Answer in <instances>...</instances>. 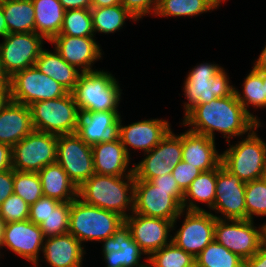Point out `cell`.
Instances as JSON below:
<instances>
[{"label":"cell","instance_id":"cell-1","mask_svg":"<svg viewBox=\"0 0 266 267\" xmlns=\"http://www.w3.org/2000/svg\"><path fill=\"white\" fill-rule=\"evenodd\" d=\"M183 125L191 126L190 131L206 135L215 140V131L230 138L251 132L259 123L243 108L236 94L216 98L209 103L195 104L184 113Z\"/></svg>","mask_w":266,"mask_h":267},{"label":"cell","instance_id":"cell-2","mask_svg":"<svg viewBox=\"0 0 266 267\" xmlns=\"http://www.w3.org/2000/svg\"><path fill=\"white\" fill-rule=\"evenodd\" d=\"M134 182V175L94 173L78 188V198L88 205L118 213L125 219L130 215L126 211L134 210Z\"/></svg>","mask_w":266,"mask_h":267},{"label":"cell","instance_id":"cell-3","mask_svg":"<svg viewBox=\"0 0 266 267\" xmlns=\"http://www.w3.org/2000/svg\"><path fill=\"white\" fill-rule=\"evenodd\" d=\"M124 218L118 213L84 203L80 198L70 204L68 232L78 241H103L111 237Z\"/></svg>","mask_w":266,"mask_h":267},{"label":"cell","instance_id":"cell-4","mask_svg":"<svg viewBox=\"0 0 266 267\" xmlns=\"http://www.w3.org/2000/svg\"><path fill=\"white\" fill-rule=\"evenodd\" d=\"M121 88L107 71L81 73L72 92L79 112L118 111Z\"/></svg>","mask_w":266,"mask_h":267},{"label":"cell","instance_id":"cell-5","mask_svg":"<svg viewBox=\"0 0 266 267\" xmlns=\"http://www.w3.org/2000/svg\"><path fill=\"white\" fill-rule=\"evenodd\" d=\"M226 71L218 64L201 63L190 70L184 81L185 113L195 104L209 103L235 93Z\"/></svg>","mask_w":266,"mask_h":267},{"label":"cell","instance_id":"cell-6","mask_svg":"<svg viewBox=\"0 0 266 267\" xmlns=\"http://www.w3.org/2000/svg\"><path fill=\"white\" fill-rule=\"evenodd\" d=\"M260 126L255 127L236 145L229 144L230 147L222 153V165L244 183L264 178L266 142L256 133Z\"/></svg>","mask_w":266,"mask_h":267},{"label":"cell","instance_id":"cell-7","mask_svg":"<svg viewBox=\"0 0 266 267\" xmlns=\"http://www.w3.org/2000/svg\"><path fill=\"white\" fill-rule=\"evenodd\" d=\"M33 129L54 135L76 133L79 109L73 93L29 105Z\"/></svg>","mask_w":266,"mask_h":267},{"label":"cell","instance_id":"cell-8","mask_svg":"<svg viewBox=\"0 0 266 267\" xmlns=\"http://www.w3.org/2000/svg\"><path fill=\"white\" fill-rule=\"evenodd\" d=\"M253 221L216 219L214 240L246 261L260 249L266 239L265 224L256 227Z\"/></svg>","mask_w":266,"mask_h":267},{"label":"cell","instance_id":"cell-9","mask_svg":"<svg viewBox=\"0 0 266 267\" xmlns=\"http://www.w3.org/2000/svg\"><path fill=\"white\" fill-rule=\"evenodd\" d=\"M133 213L170 220L175 226L185 210L182 200L172 190L158 188L148 180H135Z\"/></svg>","mask_w":266,"mask_h":267},{"label":"cell","instance_id":"cell-10","mask_svg":"<svg viewBox=\"0 0 266 267\" xmlns=\"http://www.w3.org/2000/svg\"><path fill=\"white\" fill-rule=\"evenodd\" d=\"M58 136L33 130L12 147V168L38 173L56 162Z\"/></svg>","mask_w":266,"mask_h":267},{"label":"cell","instance_id":"cell-11","mask_svg":"<svg viewBox=\"0 0 266 267\" xmlns=\"http://www.w3.org/2000/svg\"><path fill=\"white\" fill-rule=\"evenodd\" d=\"M11 100L29 106L32 103L65 96L68 91L36 66L16 72L9 78Z\"/></svg>","mask_w":266,"mask_h":267},{"label":"cell","instance_id":"cell-12","mask_svg":"<svg viewBox=\"0 0 266 267\" xmlns=\"http://www.w3.org/2000/svg\"><path fill=\"white\" fill-rule=\"evenodd\" d=\"M0 43V63L9 79L16 72L35 66L45 40L36 32L9 33Z\"/></svg>","mask_w":266,"mask_h":267},{"label":"cell","instance_id":"cell-13","mask_svg":"<svg viewBox=\"0 0 266 267\" xmlns=\"http://www.w3.org/2000/svg\"><path fill=\"white\" fill-rule=\"evenodd\" d=\"M56 162L78 188L95 173L92 146L76 133L58 135Z\"/></svg>","mask_w":266,"mask_h":267},{"label":"cell","instance_id":"cell-14","mask_svg":"<svg viewBox=\"0 0 266 267\" xmlns=\"http://www.w3.org/2000/svg\"><path fill=\"white\" fill-rule=\"evenodd\" d=\"M138 164H133L135 180H148L171 174L173 167L182 161V134L175 135L172 130Z\"/></svg>","mask_w":266,"mask_h":267},{"label":"cell","instance_id":"cell-15","mask_svg":"<svg viewBox=\"0 0 266 267\" xmlns=\"http://www.w3.org/2000/svg\"><path fill=\"white\" fill-rule=\"evenodd\" d=\"M216 217L208 211H187L172 242L194 258L214 240Z\"/></svg>","mask_w":266,"mask_h":267},{"label":"cell","instance_id":"cell-16","mask_svg":"<svg viewBox=\"0 0 266 267\" xmlns=\"http://www.w3.org/2000/svg\"><path fill=\"white\" fill-rule=\"evenodd\" d=\"M245 184L222 163L217 167L216 193L213 210L223 216L217 219H246Z\"/></svg>","mask_w":266,"mask_h":267},{"label":"cell","instance_id":"cell-17","mask_svg":"<svg viewBox=\"0 0 266 267\" xmlns=\"http://www.w3.org/2000/svg\"><path fill=\"white\" fill-rule=\"evenodd\" d=\"M45 237L39 225L29 219L4 224L1 248L7 247L15 254L38 267L40 251Z\"/></svg>","mask_w":266,"mask_h":267},{"label":"cell","instance_id":"cell-18","mask_svg":"<svg viewBox=\"0 0 266 267\" xmlns=\"http://www.w3.org/2000/svg\"><path fill=\"white\" fill-rule=\"evenodd\" d=\"M130 213L131 215L124 219V223L130 229L133 240L146 255L149 256L172 242L169 232L175 228L173 221Z\"/></svg>","mask_w":266,"mask_h":267},{"label":"cell","instance_id":"cell-19","mask_svg":"<svg viewBox=\"0 0 266 267\" xmlns=\"http://www.w3.org/2000/svg\"><path fill=\"white\" fill-rule=\"evenodd\" d=\"M119 127V140L130 157V149L142 150L144 153L152 150L171 130L170 123L164 119H147L137 121L127 126L121 123ZM129 149V150H128Z\"/></svg>","mask_w":266,"mask_h":267},{"label":"cell","instance_id":"cell-20","mask_svg":"<svg viewBox=\"0 0 266 267\" xmlns=\"http://www.w3.org/2000/svg\"><path fill=\"white\" fill-rule=\"evenodd\" d=\"M50 43L54 44L60 56L82 73L97 71L92 64L102 58V49L94 37L57 35ZM82 68V69H81Z\"/></svg>","mask_w":266,"mask_h":267},{"label":"cell","instance_id":"cell-21","mask_svg":"<svg viewBox=\"0 0 266 267\" xmlns=\"http://www.w3.org/2000/svg\"><path fill=\"white\" fill-rule=\"evenodd\" d=\"M102 245L106 267H147L148 263L140 262L145 252L133 240L130 229L124 223Z\"/></svg>","mask_w":266,"mask_h":267},{"label":"cell","instance_id":"cell-22","mask_svg":"<svg viewBox=\"0 0 266 267\" xmlns=\"http://www.w3.org/2000/svg\"><path fill=\"white\" fill-rule=\"evenodd\" d=\"M118 111L83 112L79 115L76 134L88 145L119 139Z\"/></svg>","mask_w":266,"mask_h":267},{"label":"cell","instance_id":"cell-23","mask_svg":"<svg viewBox=\"0 0 266 267\" xmlns=\"http://www.w3.org/2000/svg\"><path fill=\"white\" fill-rule=\"evenodd\" d=\"M182 160L202 172L216 169L222 161V154L216 150L215 140L190 130L182 133Z\"/></svg>","mask_w":266,"mask_h":267},{"label":"cell","instance_id":"cell-24","mask_svg":"<svg viewBox=\"0 0 266 267\" xmlns=\"http://www.w3.org/2000/svg\"><path fill=\"white\" fill-rule=\"evenodd\" d=\"M33 130L29 106L11 100L0 111V143L13 147Z\"/></svg>","mask_w":266,"mask_h":267},{"label":"cell","instance_id":"cell-25","mask_svg":"<svg viewBox=\"0 0 266 267\" xmlns=\"http://www.w3.org/2000/svg\"><path fill=\"white\" fill-rule=\"evenodd\" d=\"M85 252L82 243L69 232L45 239L42 251L50 267H76L83 263Z\"/></svg>","mask_w":266,"mask_h":267},{"label":"cell","instance_id":"cell-26","mask_svg":"<svg viewBox=\"0 0 266 267\" xmlns=\"http://www.w3.org/2000/svg\"><path fill=\"white\" fill-rule=\"evenodd\" d=\"M92 152L95 173L110 176L134 175L132 167L128 170L131 157L127 155L119 139L94 144Z\"/></svg>","mask_w":266,"mask_h":267},{"label":"cell","instance_id":"cell-27","mask_svg":"<svg viewBox=\"0 0 266 267\" xmlns=\"http://www.w3.org/2000/svg\"><path fill=\"white\" fill-rule=\"evenodd\" d=\"M38 175L43 196L59 202H72L78 197V187L57 162L45 166Z\"/></svg>","mask_w":266,"mask_h":267},{"label":"cell","instance_id":"cell-28","mask_svg":"<svg viewBox=\"0 0 266 267\" xmlns=\"http://www.w3.org/2000/svg\"><path fill=\"white\" fill-rule=\"evenodd\" d=\"M35 66L45 75L61 84L68 92L72 93L82 73L76 67L68 64L60 54L42 49Z\"/></svg>","mask_w":266,"mask_h":267},{"label":"cell","instance_id":"cell-29","mask_svg":"<svg viewBox=\"0 0 266 267\" xmlns=\"http://www.w3.org/2000/svg\"><path fill=\"white\" fill-rule=\"evenodd\" d=\"M35 16V32L46 41L59 35L65 9L59 0H32Z\"/></svg>","mask_w":266,"mask_h":267},{"label":"cell","instance_id":"cell-30","mask_svg":"<svg viewBox=\"0 0 266 267\" xmlns=\"http://www.w3.org/2000/svg\"><path fill=\"white\" fill-rule=\"evenodd\" d=\"M217 168L202 172L184 192L182 209L187 211H205L195 201L204 202L213 208L216 193Z\"/></svg>","mask_w":266,"mask_h":267},{"label":"cell","instance_id":"cell-31","mask_svg":"<svg viewBox=\"0 0 266 267\" xmlns=\"http://www.w3.org/2000/svg\"><path fill=\"white\" fill-rule=\"evenodd\" d=\"M2 10L9 33L35 32L32 0H2Z\"/></svg>","mask_w":266,"mask_h":267},{"label":"cell","instance_id":"cell-32","mask_svg":"<svg viewBox=\"0 0 266 267\" xmlns=\"http://www.w3.org/2000/svg\"><path fill=\"white\" fill-rule=\"evenodd\" d=\"M93 31L104 34L119 31L124 26L127 18L136 22L122 4L110 7H91Z\"/></svg>","mask_w":266,"mask_h":267},{"label":"cell","instance_id":"cell-33","mask_svg":"<svg viewBox=\"0 0 266 267\" xmlns=\"http://www.w3.org/2000/svg\"><path fill=\"white\" fill-rule=\"evenodd\" d=\"M242 86V94L237 90V88H235L237 100L240 102L243 108L259 124H261L258 117L250 113L248 108L250 104L256 108H266V93L263 84V71H258L253 67L250 73L246 76Z\"/></svg>","mask_w":266,"mask_h":267},{"label":"cell","instance_id":"cell-34","mask_svg":"<svg viewBox=\"0 0 266 267\" xmlns=\"http://www.w3.org/2000/svg\"><path fill=\"white\" fill-rule=\"evenodd\" d=\"M217 7L210 0H157L156 16H197Z\"/></svg>","mask_w":266,"mask_h":267},{"label":"cell","instance_id":"cell-35","mask_svg":"<svg viewBox=\"0 0 266 267\" xmlns=\"http://www.w3.org/2000/svg\"><path fill=\"white\" fill-rule=\"evenodd\" d=\"M196 267H244L245 261L213 240L196 257Z\"/></svg>","mask_w":266,"mask_h":267},{"label":"cell","instance_id":"cell-36","mask_svg":"<svg viewBox=\"0 0 266 267\" xmlns=\"http://www.w3.org/2000/svg\"><path fill=\"white\" fill-rule=\"evenodd\" d=\"M146 257L147 267H195V258L173 242Z\"/></svg>","mask_w":266,"mask_h":267},{"label":"cell","instance_id":"cell-37","mask_svg":"<svg viewBox=\"0 0 266 267\" xmlns=\"http://www.w3.org/2000/svg\"><path fill=\"white\" fill-rule=\"evenodd\" d=\"M59 35L94 37L90 9H72L64 12L63 25Z\"/></svg>","mask_w":266,"mask_h":267},{"label":"cell","instance_id":"cell-38","mask_svg":"<svg viewBox=\"0 0 266 267\" xmlns=\"http://www.w3.org/2000/svg\"><path fill=\"white\" fill-rule=\"evenodd\" d=\"M14 193L27 204H34L43 196L38 173L14 170Z\"/></svg>","mask_w":266,"mask_h":267},{"label":"cell","instance_id":"cell-39","mask_svg":"<svg viewBox=\"0 0 266 267\" xmlns=\"http://www.w3.org/2000/svg\"><path fill=\"white\" fill-rule=\"evenodd\" d=\"M246 219L266 215V180H253L245 184ZM266 224V223H265Z\"/></svg>","mask_w":266,"mask_h":267},{"label":"cell","instance_id":"cell-40","mask_svg":"<svg viewBox=\"0 0 266 267\" xmlns=\"http://www.w3.org/2000/svg\"><path fill=\"white\" fill-rule=\"evenodd\" d=\"M71 202H60L39 226L45 239L68 233Z\"/></svg>","mask_w":266,"mask_h":267},{"label":"cell","instance_id":"cell-41","mask_svg":"<svg viewBox=\"0 0 266 267\" xmlns=\"http://www.w3.org/2000/svg\"><path fill=\"white\" fill-rule=\"evenodd\" d=\"M29 208V204L13 193L2 202L0 206V218L4 224L28 220Z\"/></svg>","mask_w":266,"mask_h":267},{"label":"cell","instance_id":"cell-42","mask_svg":"<svg viewBox=\"0 0 266 267\" xmlns=\"http://www.w3.org/2000/svg\"><path fill=\"white\" fill-rule=\"evenodd\" d=\"M202 173L197 167L180 161L176 166L173 167L172 176L177 182L179 188L185 192L186 189L191 185L195 178Z\"/></svg>","mask_w":266,"mask_h":267},{"label":"cell","instance_id":"cell-43","mask_svg":"<svg viewBox=\"0 0 266 267\" xmlns=\"http://www.w3.org/2000/svg\"><path fill=\"white\" fill-rule=\"evenodd\" d=\"M59 203L56 199L42 196L34 204L30 205L28 219L34 224L40 225Z\"/></svg>","mask_w":266,"mask_h":267},{"label":"cell","instance_id":"cell-44","mask_svg":"<svg viewBox=\"0 0 266 267\" xmlns=\"http://www.w3.org/2000/svg\"><path fill=\"white\" fill-rule=\"evenodd\" d=\"M121 4L137 21L149 13L155 14L157 8V0H121Z\"/></svg>","mask_w":266,"mask_h":267},{"label":"cell","instance_id":"cell-45","mask_svg":"<svg viewBox=\"0 0 266 267\" xmlns=\"http://www.w3.org/2000/svg\"><path fill=\"white\" fill-rule=\"evenodd\" d=\"M14 193V169L0 172V206L2 202Z\"/></svg>","mask_w":266,"mask_h":267},{"label":"cell","instance_id":"cell-46","mask_svg":"<svg viewBox=\"0 0 266 267\" xmlns=\"http://www.w3.org/2000/svg\"><path fill=\"white\" fill-rule=\"evenodd\" d=\"M155 186L163 190H172L181 200H183L184 192L177 185L172 174L158 176L150 180Z\"/></svg>","mask_w":266,"mask_h":267},{"label":"cell","instance_id":"cell-47","mask_svg":"<svg viewBox=\"0 0 266 267\" xmlns=\"http://www.w3.org/2000/svg\"><path fill=\"white\" fill-rule=\"evenodd\" d=\"M12 169V147L0 143V172Z\"/></svg>","mask_w":266,"mask_h":267},{"label":"cell","instance_id":"cell-48","mask_svg":"<svg viewBox=\"0 0 266 267\" xmlns=\"http://www.w3.org/2000/svg\"><path fill=\"white\" fill-rule=\"evenodd\" d=\"M244 267H266V242L252 257L245 261Z\"/></svg>","mask_w":266,"mask_h":267},{"label":"cell","instance_id":"cell-49","mask_svg":"<svg viewBox=\"0 0 266 267\" xmlns=\"http://www.w3.org/2000/svg\"><path fill=\"white\" fill-rule=\"evenodd\" d=\"M63 8L66 10L72 9H91V0H59Z\"/></svg>","mask_w":266,"mask_h":267},{"label":"cell","instance_id":"cell-50","mask_svg":"<svg viewBox=\"0 0 266 267\" xmlns=\"http://www.w3.org/2000/svg\"><path fill=\"white\" fill-rule=\"evenodd\" d=\"M11 101L10 83L0 85V111Z\"/></svg>","mask_w":266,"mask_h":267},{"label":"cell","instance_id":"cell-51","mask_svg":"<svg viewBox=\"0 0 266 267\" xmlns=\"http://www.w3.org/2000/svg\"><path fill=\"white\" fill-rule=\"evenodd\" d=\"M253 67L258 71H266V45L263 48L259 58L254 62Z\"/></svg>","mask_w":266,"mask_h":267},{"label":"cell","instance_id":"cell-52","mask_svg":"<svg viewBox=\"0 0 266 267\" xmlns=\"http://www.w3.org/2000/svg\"><path fill=\"white\" fill-rule=\"evenodd\" d=\"M9 34L6 20H5V15L2 10V0H0V36L5 38Z\"/></svg>","mask_w":266,"mask_h":267},{"label":"cell","instance_id":"cell-53","mask_svg":"<svg viewBox=\"0 0 266 267\" xmlns=\"http://www.w3.org/2000/svg\"><path fill=\"white\" fill-rule=\"evenodd\" d=\"M92 7H110L121 4V0H91Z\"/></svg>","mask_w":266,"mask_h":267},{"label":"cell","instance_id":"cell-54","mask_svg":"<svg viewBox=\"0 0 266 267\" xmlns=\"http://www.w3.org/2000/svg\"><path fill=\"white\" fill-rule=\"evenodd\" d=\"M3 83H9V79L3 73L2 68H1V63H0V85Z\"/></svg>","mask_w":266,"mask_h":267},{"label":"cell","instance_id":"cell-55","mask_svg":"<svg viewBox=\"0 0 266 267\" xmlns=\"http://www.w3.org/2000/svg\"><path fill=\"white\" fill-rule=\"evenodd\" d=\"M3 227H4V222L0 218V248H1L2 239H3Z\"/></svg>","mask_w":266,"mask_h":267},{"label":"cell","instance_id":"cell-56","mask_svg":"<svg viewBox=\"0 0 266 267\" xmlns=\"http://www.w3.org/2000/svg\"><path fill=\"white\" fill-rule=\"evenodd\" d=\"M222 1H225V0H212V3L218 8Z\"/></svg>","mask_w":266,"mask_h":267},{"label":"cell","instance_id":"cell-57","mask_svg":"<svg viewBox=\"0 0 266 267\" xmlns=\"http://www.w3.org/2000/svg\"><path fill=\"white\" fill-rule=\"evenodd\" d=\"M263 84H264V90L266 93V71H263Z\"/></svg>","mask_w":266,"mask_h":267},{"label":"cell","instance_id":"cell-58","mask_svg":"<svg viewBox=\"0 0 266 267\" xmlns=\"http://www.w3.org/2000/svg\"><path fill=\"white\" fill-rule=\"evenodd\" d=\"M264 179L266 180V169H265V173H264Z\"/></svg>","mask_w":266,"mask_h":267}]
</instances>
